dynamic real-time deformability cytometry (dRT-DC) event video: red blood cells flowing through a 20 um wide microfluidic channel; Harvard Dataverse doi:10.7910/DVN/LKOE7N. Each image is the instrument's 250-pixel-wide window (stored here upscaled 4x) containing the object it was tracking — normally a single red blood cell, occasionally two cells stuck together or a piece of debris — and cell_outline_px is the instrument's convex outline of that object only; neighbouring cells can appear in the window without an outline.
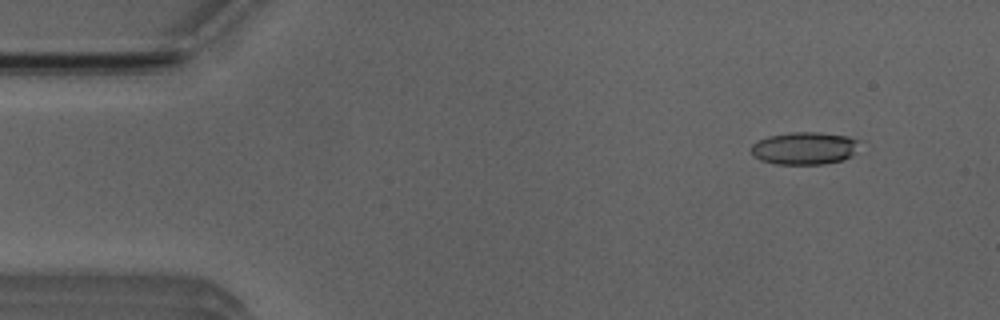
{"species": "Egyptian fruit bat (a non-hibernating species)", "species_latin": "Rousettus aegyptiacus", "temperature_condition": "room temperature", "stored_images_in_passage": 12, "camera_frame_rate_fps": 3000, "um_per_image_px": 0.085, "animal": {"sex": "male"}, "frame": {"image": 1, "passage_image": 1, "time_ms": 0.0, "image_size_px": [1000, 320], "cell_outline_px": [[860, 140], [852, 156], [844, 160], [824, 164], [776, 164], [760, 160], [752, 156], [752, 144], [756, 140], [768, 136], [788, 132], [820, 132], [848, 136]], "centroid_in_image_um": [68.37, 12.59], "position_along_channel_um": 16.6, "area_um2": 20.81}}
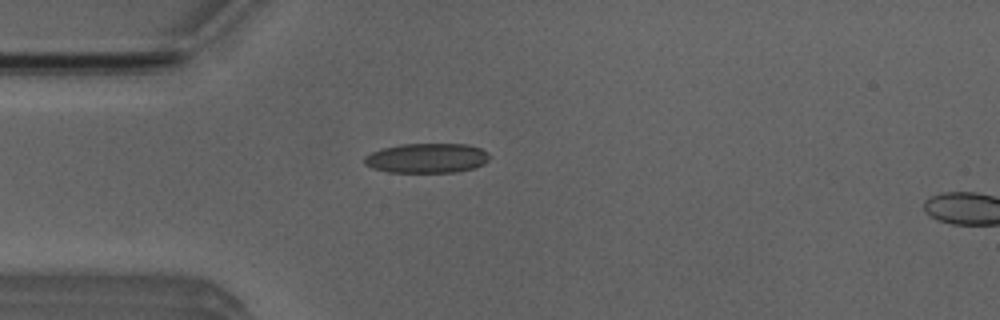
{"frame": {"image": 2, "passage_image": 10, "time_ms": 3.0, "image_size_px": [1000, 320], "cell_outline_px": [[488, 160], [484, 164], [472, 168], [456, 172], [388, 172], [372, 168], [364, 164], [364, 156], [372, 152], [384, 148], [400, 144], [468, 144], [480, 148], [488, 152]], "centroid_in_image_um": [36.27, 13.44], "position_along_channel_um": 48.7, "area_um2": 21.62}}